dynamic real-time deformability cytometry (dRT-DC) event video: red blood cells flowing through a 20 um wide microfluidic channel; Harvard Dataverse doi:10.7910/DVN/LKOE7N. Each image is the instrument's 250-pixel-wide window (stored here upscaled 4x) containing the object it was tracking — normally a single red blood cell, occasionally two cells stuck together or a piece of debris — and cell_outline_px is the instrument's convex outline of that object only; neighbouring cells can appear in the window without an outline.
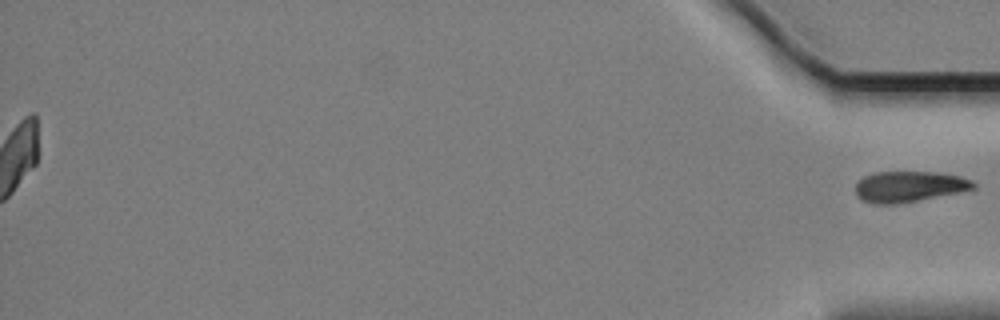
{"species": "Egyptian fruit bat (a non-hibernating species)", "species_latin": "Rousettus aegyptiacus", "temperature_condition": "cold", "stored_images_in_passage": 60, "segment_of_instrument_passage": [2, 2], "camera_frame_rate_fps": 3000, "um_per_image_px": 0.085, "animal": {"sex": "female"}, "frame": {"image": 1, "passage_image": 60, "time_ms": 19.667, "image_size_px": [1000, 320], "cell_outline_px": [[976, 188], [960, 192], [896, 204], [872, 204], [860, 200], [856, 196], [856, 184], [864, 176], [876, 172], [936, 172], [960, 176], [972, 180], [976, 184]], "centroid_in_image_um": [77.26, 15.86], "position_along_channel_um": 357.9, "area_um2": 21.21}}